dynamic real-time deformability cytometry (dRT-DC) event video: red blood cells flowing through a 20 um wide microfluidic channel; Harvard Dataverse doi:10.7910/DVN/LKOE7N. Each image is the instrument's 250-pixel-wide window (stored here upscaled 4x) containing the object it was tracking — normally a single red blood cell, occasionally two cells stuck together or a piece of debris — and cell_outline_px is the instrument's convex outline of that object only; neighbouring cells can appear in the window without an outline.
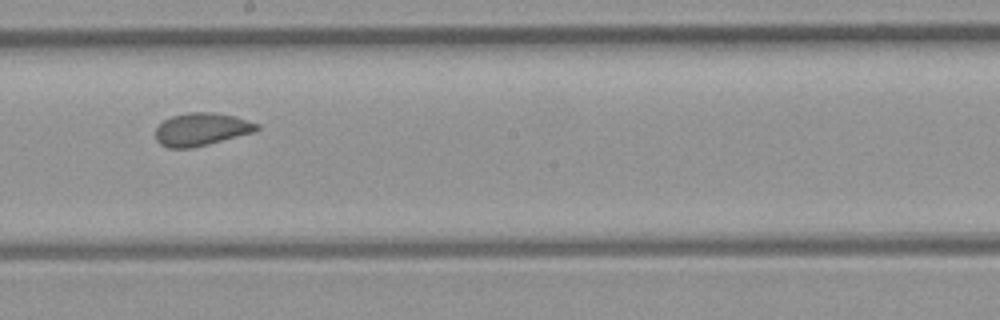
{"species": "common noctule bat (a hibernating species)", "species_latin": "Nyctalus noctula", "temperature_condition": "room temperature", "stored_images_in_passage": 7, "camera_frame_rate_fps": 3000, "um_per_image_px": 0.085, "animal": {"sex": "female", "body_mass_g": 21.9}, "frame": {"image": 1, "passage_image": 7, "time_ms": 6.667, "image_size_px": [1000, 320], "cell_outline_px": [[260, 128], [252, 132], [208, 144], [192, 148], [168, 148], [160, 144], [156, 140], [156, 128], [164, 120], [172, 116], [188, 112], [216, 112], [236, 116], [260, 124]], "centroid_in_image_um": [17.12, 10.98], "position_along_channel_um": 231.1, "area_um2": 19.36}}